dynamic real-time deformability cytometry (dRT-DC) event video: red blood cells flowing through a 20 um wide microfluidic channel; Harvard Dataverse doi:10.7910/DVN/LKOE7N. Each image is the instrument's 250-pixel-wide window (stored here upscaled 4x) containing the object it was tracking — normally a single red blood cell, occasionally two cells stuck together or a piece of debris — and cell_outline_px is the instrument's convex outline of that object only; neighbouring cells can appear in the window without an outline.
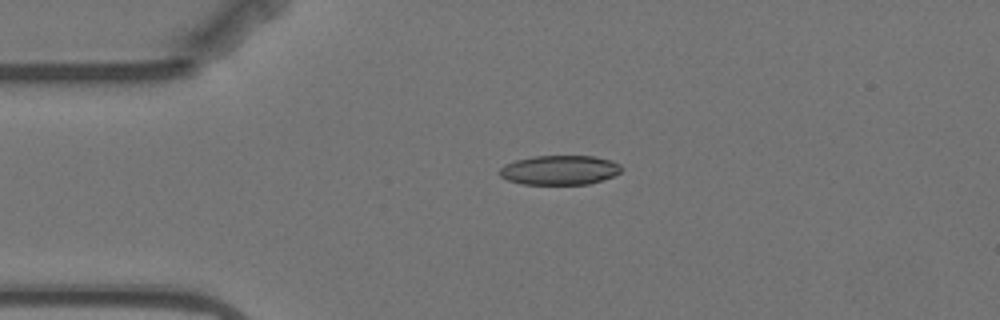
{"species": "Egyptian fruit bat (a non-hibernating species)", "species_latin": "Rousettus aegyptiacus", "temperature_condition": "warm", "stored_images_in_passage": 6, "camera_frame_rate_fps": 3000, "um_per_image_px": 0.085, "animal": {"sex": "female"}, "frame": {"image": 1, "passage_image": 1, "time_ms": 0.0, "image_size_px": [1000, 320], "cell_outline_px": [[624, 168], [620, 172], [612, 176], [588, 184], [520, 184], [508, 180], [500, 176], [500, 168], [504, 164], [516, 160], [532, 156], [592, 156], [612, 160], [620, 164]], "centroid_in_image_um": [47.56, 14.45], "position_along_channel_um": 37.4, "area_um2": 20.92}}
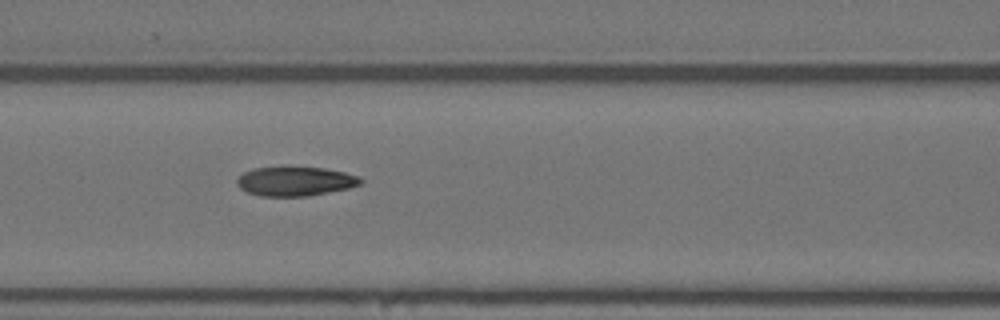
{"frame": {"image": 2, "passage_image": 4, "time_ms": 3.667, "image_size_px": [1000, 320], "cell_outline_px": [[364, 180], [360, 184], [348, 188], [308, 196], [260, 196], [248, 192], [240, 188], [236, 184], [236, 180], [244, 172], [252, 168], [324, 168], [344, 172], [360, 176]], "centroid_in_image_um": [25.1, 15.42], "position_along_channel_um": 141.5, "area_um2": 20.81}}
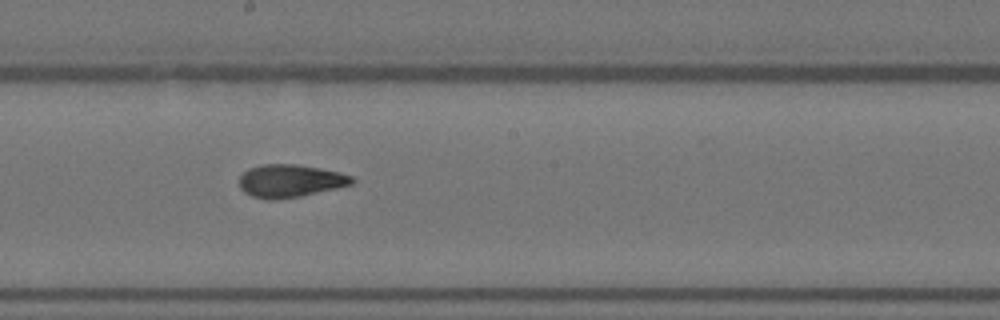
{"frame": {"image": 3, "passage_image": 6, "time_ms": 6.0, "image_size_px": [1000, 320], "cell_outline_px": [[356, 180], [352, 184], [336, 188], [300, 196], [276, 200], [268, 200], [252, 196], [244, 192], [240, 188], [240, 176], [248, 168], [264, 164], [296, 164], [320, 168], [340, 172], [352, 176]], "centroid_in_image_um": [24.66, 15.37], "position_along_channel_um": 223.5, "area_um2": 21.56}}